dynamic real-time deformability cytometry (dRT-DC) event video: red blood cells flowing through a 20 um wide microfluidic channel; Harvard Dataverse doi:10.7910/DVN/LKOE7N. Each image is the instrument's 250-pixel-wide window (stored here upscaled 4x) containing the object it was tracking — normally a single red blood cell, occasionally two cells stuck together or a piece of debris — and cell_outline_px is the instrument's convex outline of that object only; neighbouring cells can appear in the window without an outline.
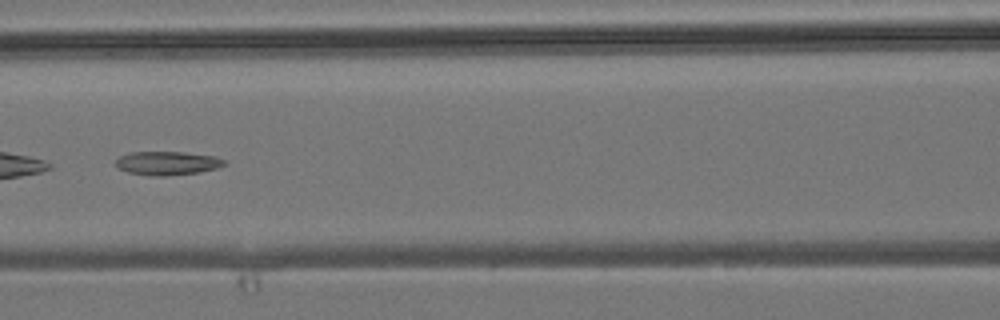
{"species": "common noctule bat (a hibernating species)", "species_latin": "Nyctalus noctula", "temperature_condition": "room temperature", "stored_images_in_passage": 7, "camera_frame_rate_fps": 3000, "um_per_image_px": 0.085, "animal": {"sex": "male", "body_mass_g": 19.2, "forearm_length_mm": 51.8}, "frame": {"image": 1, "passage_image": 7, "time_ms": 7.0, "image_size_px": [1000, 320], "cell_outline_px": [[228, 164], [216, 168], [196, 172], [164, 176], [148, 176], [128, 172], [116, 168], [116, 160], [120, 156], [132, 152], [184, 152], [212, 156], [224, 160]], "centroid_in_image_um": [14.18, 13.87], "position_along_channel_um": 152.4, "area_um2": 14.85}}